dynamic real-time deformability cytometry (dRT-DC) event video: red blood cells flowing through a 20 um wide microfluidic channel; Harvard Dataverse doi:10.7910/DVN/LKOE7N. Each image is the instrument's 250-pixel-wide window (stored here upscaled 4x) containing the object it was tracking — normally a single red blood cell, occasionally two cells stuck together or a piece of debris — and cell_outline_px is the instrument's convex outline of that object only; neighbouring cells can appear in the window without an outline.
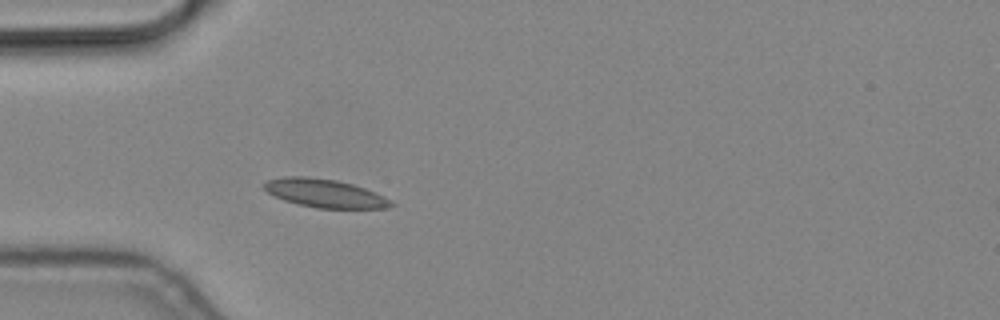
{"species": "common noctule bat (a hibernating species)", "species_latin": "Nyctalus noctula", "temperature_condition": "cold", "stored_images_in_passage": 1, "camera_frame_rate_fps": 3000, "um_per_image_px": 0.085, "animal": {"sex": "male", "body_mass_g": 19.2, "forearm_length_mm": 51.8}, "frame": {"image": 1, "passage_image": 1, "time_ms": 0.0, "image_size_px": [1000, 320], "cell_outline_px": [[396, 204], [388, 208], [316, 208], [296, 204], [284, 200], [268, 192], [264, 188], [264, 184], [268, 180], [284, 176], [308, 176], [336, 180], [352, 184], [376, 192], [392, 200]], "centroid_in_image_um": [27.64, 16.43], "position_along_channel_um": 57.4, "area_um2": 21.04}}